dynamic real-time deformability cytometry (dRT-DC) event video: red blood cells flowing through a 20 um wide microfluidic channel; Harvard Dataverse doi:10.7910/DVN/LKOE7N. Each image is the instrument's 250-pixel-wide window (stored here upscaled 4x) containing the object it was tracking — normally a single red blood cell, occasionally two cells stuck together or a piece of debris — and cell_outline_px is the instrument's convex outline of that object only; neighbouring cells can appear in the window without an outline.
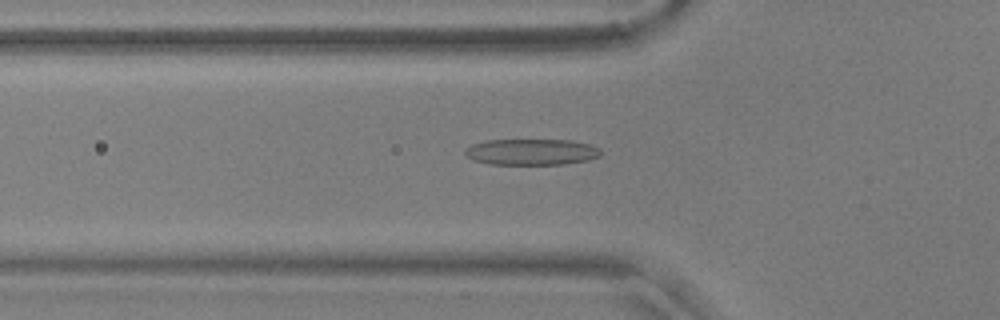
{"species": "common noctule bat (a hibernating species)", "species_latin": "Nyctalus noctula", "temperature_condition": "warm", "stored_images_in_passage": 18, "camera_frame_rate_fps": 3000, "um_per_image_px": 0.085, "animal": {"sex": "male", "body_mass_g": 17.9, "forearm_length_mm": 54.2}, "frame": {"image": 1, "passage_image": 3, "time_ms": 0.667, "image_size_px": [1000, 320], "cell_outline_px": [[600, 156], [588, 160], [564, 164], [492, 164], [472, 160], [464, 152], [464, 148], [472, 144], [488, 140], [572, 140], [588, 144], [600, 148]], "centroid_in_image_um": [45.17, 12.91], "position_along_channel_um": 80.6, "area_um2": 20.63}}
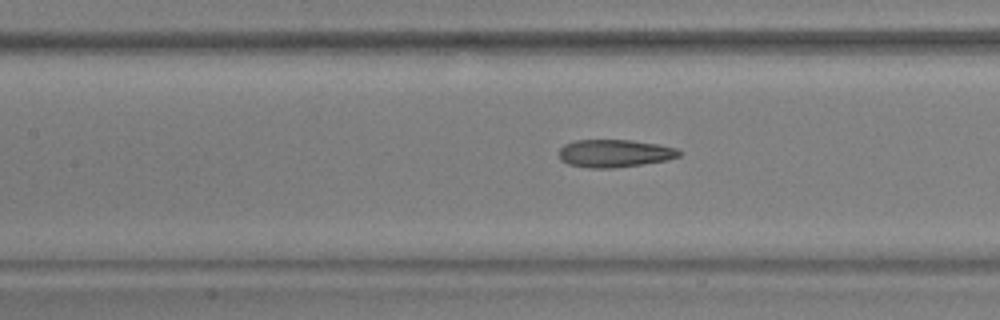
{"frame": {"image": 2, "passage_image": 9, "time_ms": 2.667, "image_size_px": [1000, 320], "cell_outline_px": [[680, 156], [668, 160], [612, 168], [588, 168], [568, 164], [560, 160], [560, 148], [564, 144], [576, 140], [632, 140], [660, 144], [676, 148], [680, 152]], "centroid_in_image_um": [52.24, 13.03], "position_along_channel_um": 155.2, "area_um2": 19.42}}
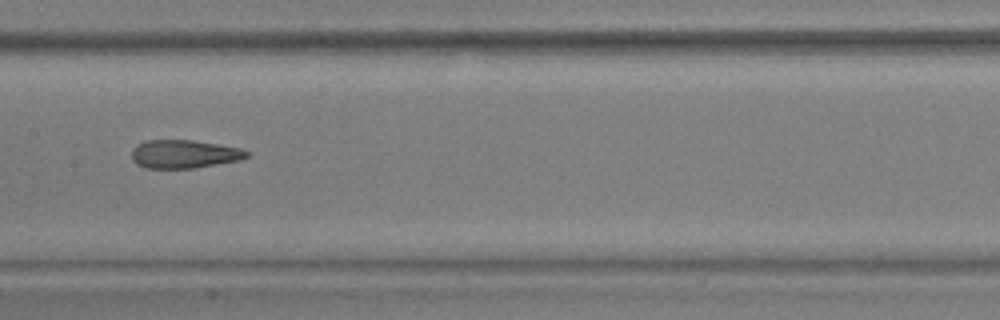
{"frame": {"image": 3, "passage_image": 12, "time_ms": 3.667, "image_size_px": [1000, 320], "cell_outline_px": [[248, 156], [240, 160], [192, 168], [144, 168], [136, 164], [132, 160], [132, 148], [136, 144], [148, 140], [192, 140], [240, 148], [248, 152]], "centroid_in_image_um": [15.6, 13.09], "position_along_channel_um": 191.8, "area_um2": 18.9}}